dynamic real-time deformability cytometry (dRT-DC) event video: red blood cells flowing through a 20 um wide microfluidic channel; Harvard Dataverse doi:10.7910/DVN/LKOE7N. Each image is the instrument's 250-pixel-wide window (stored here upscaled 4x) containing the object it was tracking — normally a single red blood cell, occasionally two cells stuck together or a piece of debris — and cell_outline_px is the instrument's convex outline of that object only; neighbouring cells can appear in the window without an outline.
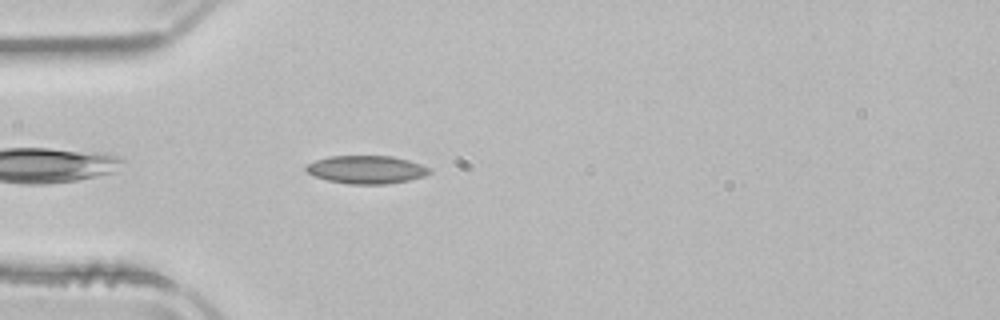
{"species": "common noctule bat (a hibernating species)", "species_latin": "Nyctalus noctula", "temperature_condition": "room temperature", "stored_images_in_passage": 27, "camera_frame_rate_fps": 3000, "um_per_image_px": 0.085, "animal": {"sex": "male", "body_mass_g": 21.5, "forearm_length_mm": 52.0}, "frame": {"image": 1, "passage_image": 3, "time_ms": 0.667, "image_size_px": [1000, 320], "cell_outline_px": [[432, 172], [424, 176], [408, 180], [388, 184], [348, 184], [328, 180], [316, 176], [308, 172], [304, 168], [308, 164], [316, 160], [328, 156], [392, 156], [408, 160], [432, 168]], "centroid_in_image_um": [31.18, 14.41], "position_along_channel_um": 53.8, "area_um2": 20.11}}
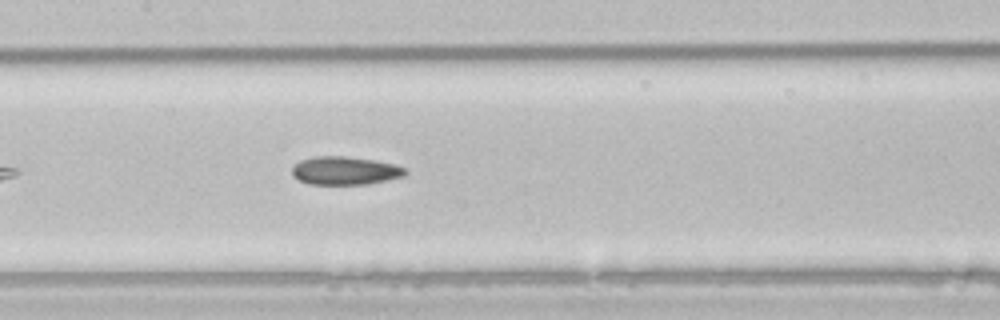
{"frame": {"image": 2, "passage_image": 13, "time_ms": 4.0, "image_size_px": [1000, 320], "cell_outline_px": [[408, 172], [404, 176], [388, 180], [368, 184], [308, 184], [292, 176], [292, 168], [300, 160], [316, 156], [348, 156], [396, 164], [404, 168]], "centroid_in_image_um": [29.33, 14.5], "position_along_channel_um": 178.1, "area_um2": 18.67}}
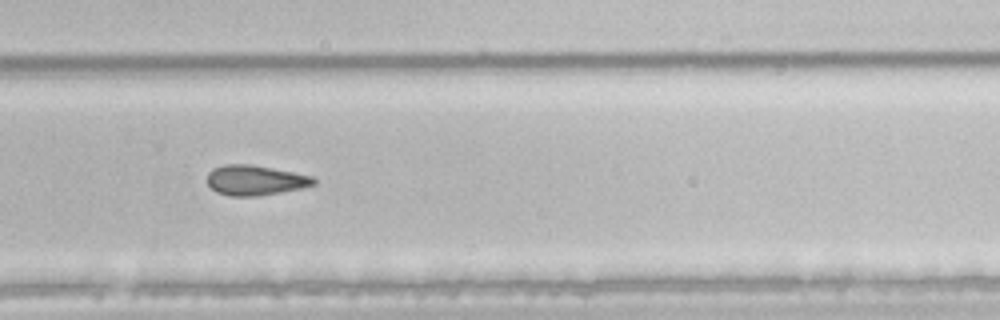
{"frame": {"image": 3, "passage_image": 23, "time_ms": 7.333, "image_size_px": [1000, 320], "cell_outline_px": [[316, 184], [300, 188], [280, 192], [256, 196], [228, 196], [216, 192], [208, 184], [208, 172], [212, 168], [224, 164], [248, 164], [272, 168], [312, 176], [316, 180]], "centroid_in_image_um": [21.66, 15.32], "position_along_channel_um": 308.1, "area_um2": 18.55}}